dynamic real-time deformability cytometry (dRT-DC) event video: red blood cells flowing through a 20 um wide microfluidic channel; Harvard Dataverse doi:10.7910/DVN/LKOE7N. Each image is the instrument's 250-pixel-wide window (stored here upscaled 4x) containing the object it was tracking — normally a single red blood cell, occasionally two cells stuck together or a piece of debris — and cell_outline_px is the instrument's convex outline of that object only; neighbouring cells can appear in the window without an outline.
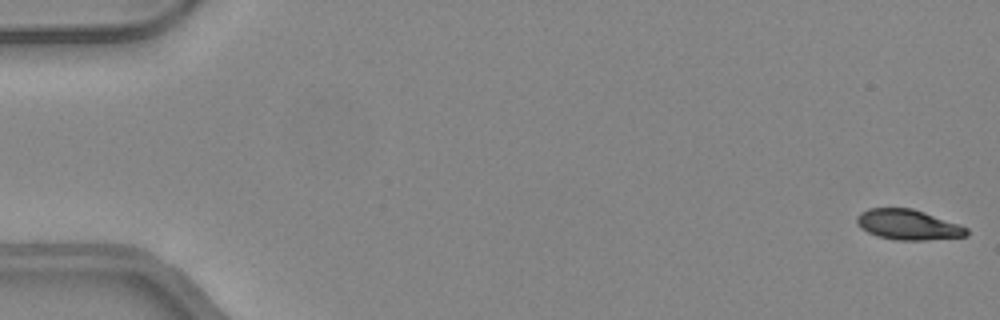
{"species": "common noctule bat (a hibernating species)", "species_latin": "Nyctalus noctula", "temperature_condition": "warm", "stored_images_in_passage": 50, "camera_frame_rate_fps": 3000, "um_per_image_px": 0.085, "animal": {"sex": "female", "body_mass_g": 24.6, "forearm_length_mm": 56.2}, "frame": {"image": 1, "passage_image": 1, "time_ms": 0.0, "image_size_px": [1000, 320], "cell_outline_px": [[968, 236], [928, 240], [896, 240], [876, 236], [860, 228], [856, 224], [856, 216], [860, 212], [868, 208], [912, 208], [960, 224], [968, 228]], "centroid_in_image_um": [77.17, 19.1], "position_along_channel_um": 7.8, "area_um2": 19.59}}
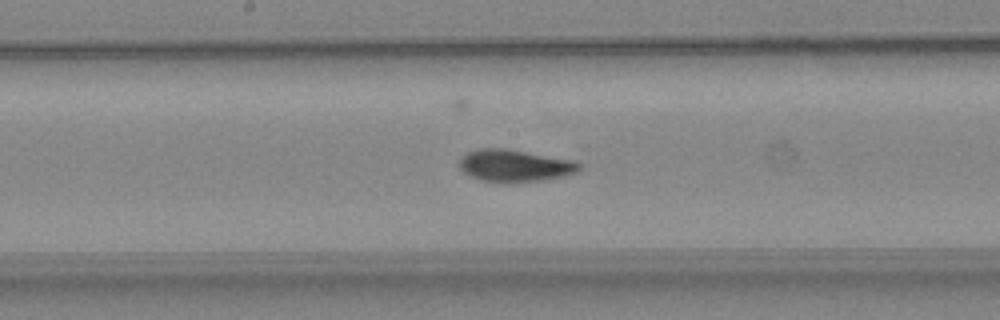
{"frame": {"image": 2, "passage_image": 26, "time_ms": 8.333, "image_size_px": [1000, 320], "cell_outline_px": [[580, 168], [576, 172], [564, 176], [544, 180], [512, 184], [500, 184], [480, 180], [464, 172], [460, 168], [460, 156], [468, 152], [480, 148], [504, 148], [576, 160], [580, 164]], "centroid_in_image_um": [43.75, 14.1], "position_along_channel_um": 204.4, "area_um2": 22.95}}
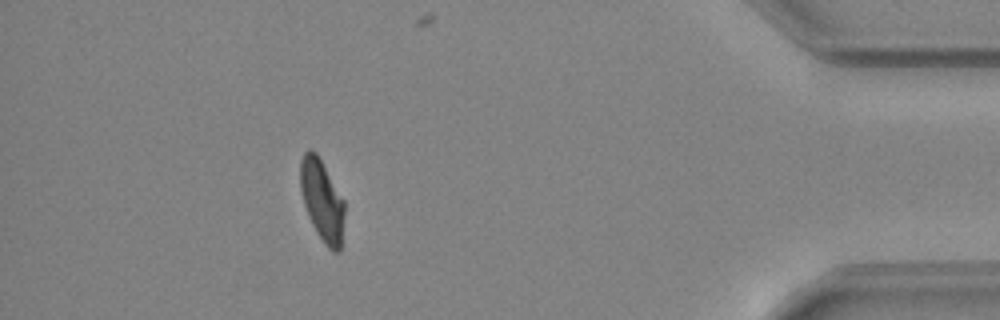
{"frame": {"image": 3, "passage_image": 44, "time_ms": 14.333, "image_size_px": [1000, 320], "cell_outline_px": [[344, 212], [340, 252], [332, 252], [324, 244], [316, 232], [308, 216], [304, 204], [300, 188], [300, 160], [304, 152], [308, 148], [312, 148], [316, 152], [344, 200]], "centroid_in_image_um": [27.35, 17.02], "position_along_channel_um": 407.8, "area_um2": 20.98}, "authors_computed_cell_mechanics": {"area_um2": 21.5305, "velocity_mm_per_s": 4.2633, "shape_relaxation_time_tau1_ms": 3.157, "shape_relaxation_time_tau2_ms": 1.2785, "deformation_change_tau1": 0.1614, "deformation_change_tau2": 0.0654}}